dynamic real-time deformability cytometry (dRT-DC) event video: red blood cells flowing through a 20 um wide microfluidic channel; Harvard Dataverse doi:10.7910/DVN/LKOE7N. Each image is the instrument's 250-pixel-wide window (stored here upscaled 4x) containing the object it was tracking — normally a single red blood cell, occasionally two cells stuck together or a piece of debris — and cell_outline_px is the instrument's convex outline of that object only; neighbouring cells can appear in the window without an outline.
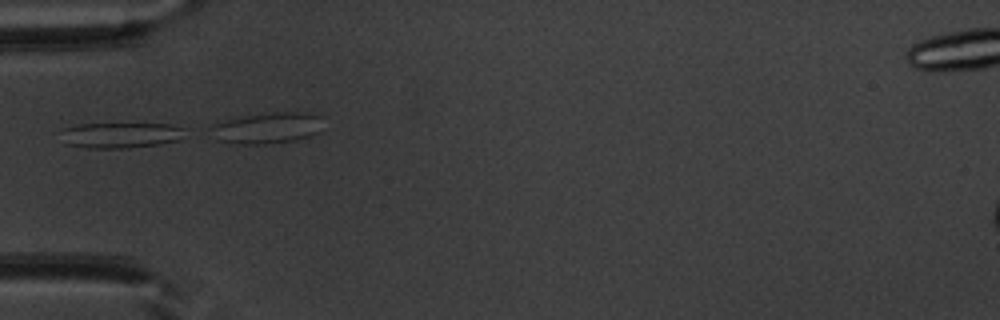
{"species": "common noctule bat (a hibernating species)", "species_latin": "Nyctalus noctula", "temperature_condition": "warm", "stored_images_in_passage": 8, "camera_frame_rate_fps": 3000, "um_per_image_px": 0.085, "animal": {"sex": "male", "body_mass_g": 20.1, "forearm_length_mm": 53.5}, "frame": {"image": 1, "passage_image": 5, "time_ms": 1.333, "image_size_px": [1000, 320], "cell_outline_px": [[184, 128], [176, 140], [160, 144], [128, 148], [88, 148], [64, 144], [64, 128], [80, 124], [168, 124]], "centroid_in_image_um": [10.21, 11.5], "position_along_channel_um": 74.8, "area_um2": 18.03}}